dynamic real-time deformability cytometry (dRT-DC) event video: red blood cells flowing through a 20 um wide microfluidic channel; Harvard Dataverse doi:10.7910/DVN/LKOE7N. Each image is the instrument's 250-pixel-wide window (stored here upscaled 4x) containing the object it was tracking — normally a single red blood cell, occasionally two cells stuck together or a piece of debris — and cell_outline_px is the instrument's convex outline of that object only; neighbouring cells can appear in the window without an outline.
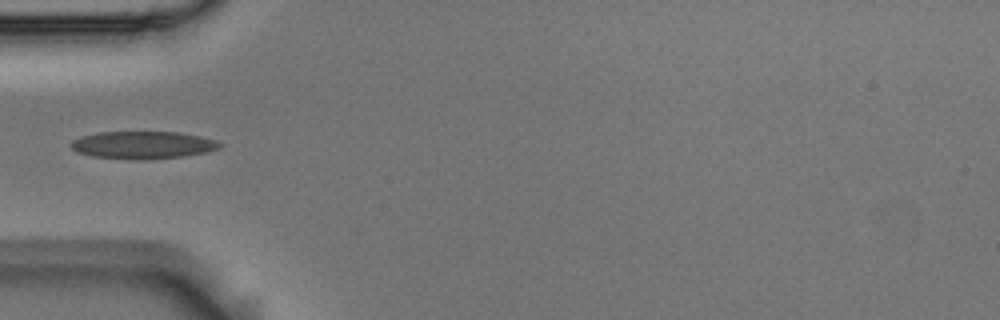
{"species": "Egyptian fruit bat (a non-hibernating species)", "species_latin": "Rousettus aegyptiacus", "temperature_condition": "room temperature", "stored_images_in_passage": 5, "camera_frame_rate_fps": 3000, "um_per_image_px": 0.085, "animal": {"sex": "male"}, "frame": {"image": 1, "passage_image": 4, "time_ms": 1.0, "image_size_px": [1000, 320], "cell_outline_px": [[224, 144], [220, 148], [208, 152], [184, 156], [144, 160], [136, 160], [92, 156], [76, 152], [68, 144], [72, 140], [80, 136], [100, 132], [176, 132], [200, 136], [216, 140]], "centroid_in_image_um": [12.14, 12.33], "position_along_channel_um": 72.9, "area_um2": 24.1}}
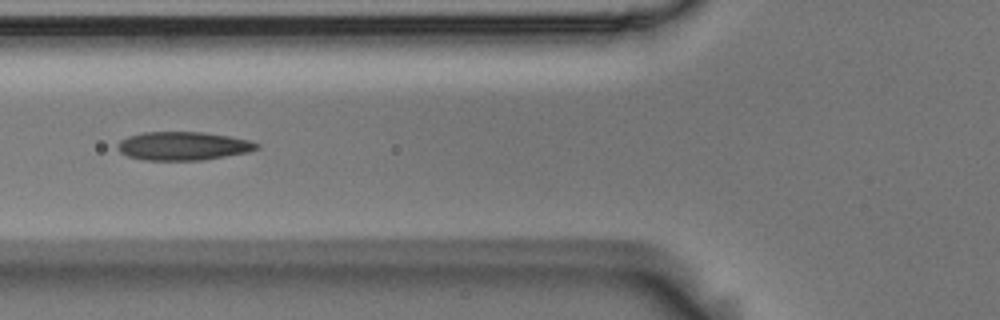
{"frame": {"image": 2, "passage_image": 5, "time_ms": 1.333, "image_size_px": [1000, 320], "cell_outline_px": [[260, 148], [248, 152], [200, 160], [144, 160], [128, 156], [120, 152], [116, 148], [116, 144], [120, 140], [128, 136], [144, 132], [204, 132], [252, 140], [260, 144]], "centroid_in_image_um": [15.56, 12.4], "position_along_channel_um": 110.2, "area_um2": 23.18}}